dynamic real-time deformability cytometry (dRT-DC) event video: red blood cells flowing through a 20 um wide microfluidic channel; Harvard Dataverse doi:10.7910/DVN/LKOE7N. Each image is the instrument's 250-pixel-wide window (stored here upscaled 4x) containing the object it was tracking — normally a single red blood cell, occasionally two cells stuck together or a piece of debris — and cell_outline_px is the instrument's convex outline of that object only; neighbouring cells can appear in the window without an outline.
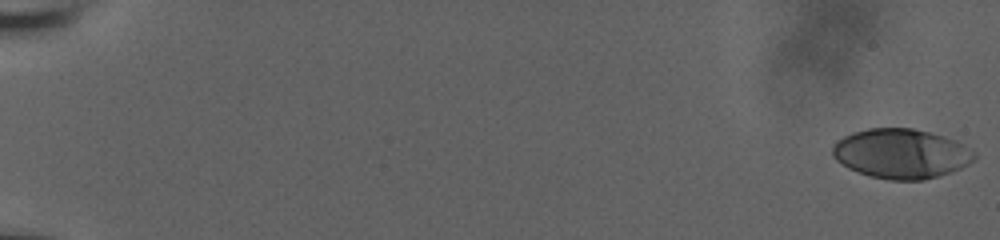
{"species": "human", "species_latin": "Homo sapiens", "temperature_condition": "room temperature", "stored_images_in_passage": 33, "camera_frame_rate_fps": 3000, "um_per_image_px": 0.085, "donor": {"sex": "male"}, "frame": {"image": 1, "passage_image": 1, "time_ms": 0.0, "image_size_px": [1000, 240], "cell_outline_px": [[976, 160], [960, 168], [924, 180], [888, 180], [872, 176], [848, 168], [836, 160], [832, 156], [832, 144], [836, 140], [852, 132], [868, 128], [912, 128], [932, 132], [956, 140], [976, 152]], "centroid_in_image_um": [76.59, 13.04], "position_along_channel_um": 8.4, "area_um2": 41.21}}
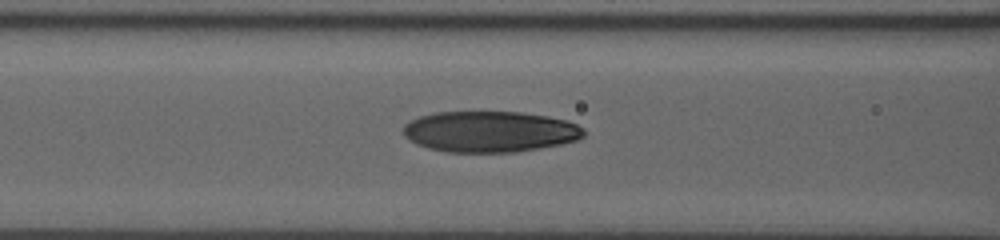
{"frame": {"image": 2, "passage_image": 19, "time_ms": 6.0, "image_size_px": [1000, 240], "cell_outline_px": [[584, 136], [576, 140], [560, 144], [540, 148], [516, 152], [444, 152], [428, 148], [408, 140], [404, 136], [404, 124], [420, 116], [436, 112], [520, 112], [548, 116], [568, 120], [584, 128]], "centroid_in_image_um": [41.64, 11.19], "position_along_channel_um": 125.0, "area_um2": 43.23}}
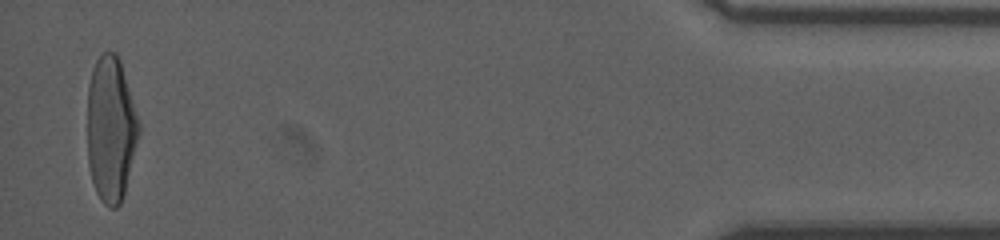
{"frame": {"image": 3, "passage_image": 33, "time_ms": 10.667, "image_size_px": [1000, 240], "cell_outline_px": [[140, 132], [124, 192], [120, 204], [116, 208], [108, 208], [100, 200], [96, 192], [92, 180], [88, 164], [88, 84], [92, 68], [96, 60], [104, 52], [116, 52], [120, 60], [140, 124]], "centroid_in_image_um": [9.41, 10.97], "position_along_channel_um": 425.8, "area_um2": 43.52}}